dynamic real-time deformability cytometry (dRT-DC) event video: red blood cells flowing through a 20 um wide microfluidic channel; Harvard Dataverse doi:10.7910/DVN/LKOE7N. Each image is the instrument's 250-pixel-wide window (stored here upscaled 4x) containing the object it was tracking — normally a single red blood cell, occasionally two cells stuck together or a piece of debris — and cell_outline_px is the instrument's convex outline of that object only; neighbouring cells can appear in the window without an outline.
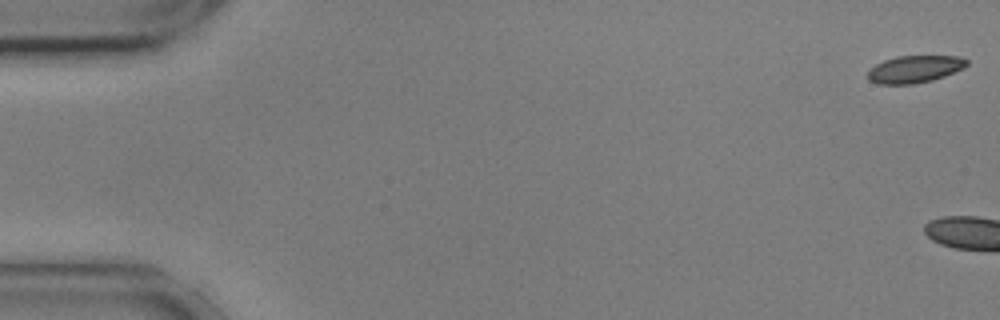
{"species": "common noctule bat (a hibernating species)", "species_latin": "Nyctalus noctula", "temperature_condition": "cold", "stored_images_in_passage": 5, "camera_frame_rate_fps": 3000, "um_per_image_px": 0.085, "animal": {"sex": "male", "body_mass_g": 17.9, "forearm_length_mm": 54.2}, "frame": {"image": 1, "passage_image": 1, "time_ms": 0.0, "image_size_px": [1000, 320], "cell_outline_px": [[968, 64], [964, 68], [944, 76], [932, 80], [916, 84], [876, 84], [868, 80], [868, 72], [876, 64], [884, 60], [896, 56], [960, 56], [968, 60]], "centroid_in_image_um": [77.75, 5.88], "position_along_channel_um": 7.2, "area_um2": 15.78}}